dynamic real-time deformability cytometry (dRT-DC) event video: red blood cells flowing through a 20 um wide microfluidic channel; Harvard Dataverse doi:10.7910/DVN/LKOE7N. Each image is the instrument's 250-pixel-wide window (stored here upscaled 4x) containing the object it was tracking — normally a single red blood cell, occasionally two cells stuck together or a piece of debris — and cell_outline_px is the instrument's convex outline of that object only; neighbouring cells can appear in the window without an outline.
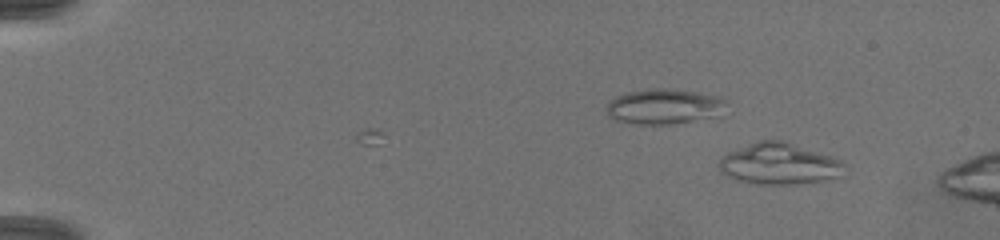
{"species": "common noctule bat (a hibernating species)", "species_latin": "Nyctalus noctula", "temperature_condition": "warm", "stored_images_in_passage": 51, "camera_frame_rate_fps": 3000, "um_per_image_px": 0.085, "animal": {"sex": "female", "body_mass_g": 19.5, "forearm_length_mm": 54.1}, "frame": {"image": 1, "passage_image": 5, "time_ms": 1.333, "image_size_px": [1000, 240], "cell_outline_px": [[848, 168], [844, 176], [824, 180], [796, 184], [756, 184], [736, 180], [720, 172], [716, 164], [728, 152], [760, 140], [784, 140], [840, 160]], "centroid_in_image_um": [66.25, 13.94], "position_along_channel_um": 18.8, "area_um2": 30.29}}
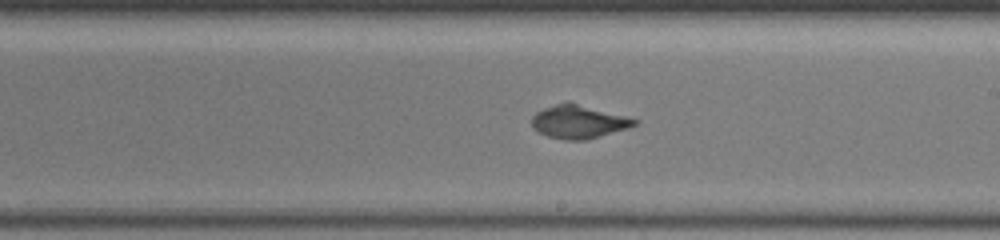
{"frame": {"image": 2, "passage_image": 31, "time_ms": 10.0, "image_size_px": [1000, 240], "cell_outline_px": [[640, 120], [636, 124], [628, 128], [584, 140], [564, 140], [548, 136], [536, 132], [532, 128], [532, 116], [536, 112], [544, 108], [568, 100]], "centroid_in_image_um": [49.15, 10.33], "position_along_channel_um": 239.8, "area_um2": 20.06}}
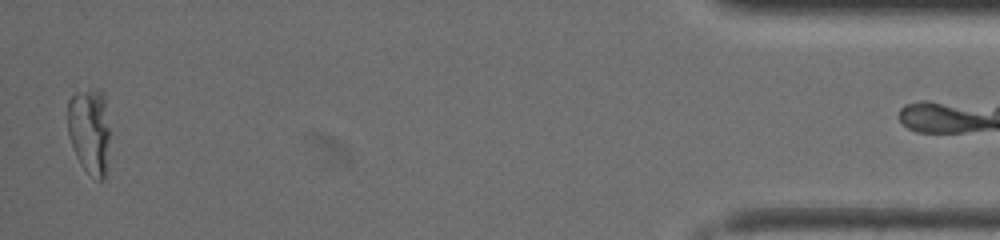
{"frame": {"image": 3, "passage_image": 50, "time_ms": 16.333, "image_size_px": [1000, 240], "cell_outline_px": [[108, 140], [104, 180], [100, 180], [88, 172], [80, 164], [72, 148], [68, 136], [68, 100], [76, 92], [96, 88], [100, 88], [104, 92], [108, 128]], "centroid_in_image_um": [7.58, 11.06], "position_along_channel_um": 427.6, "area_um2": 21.04}}